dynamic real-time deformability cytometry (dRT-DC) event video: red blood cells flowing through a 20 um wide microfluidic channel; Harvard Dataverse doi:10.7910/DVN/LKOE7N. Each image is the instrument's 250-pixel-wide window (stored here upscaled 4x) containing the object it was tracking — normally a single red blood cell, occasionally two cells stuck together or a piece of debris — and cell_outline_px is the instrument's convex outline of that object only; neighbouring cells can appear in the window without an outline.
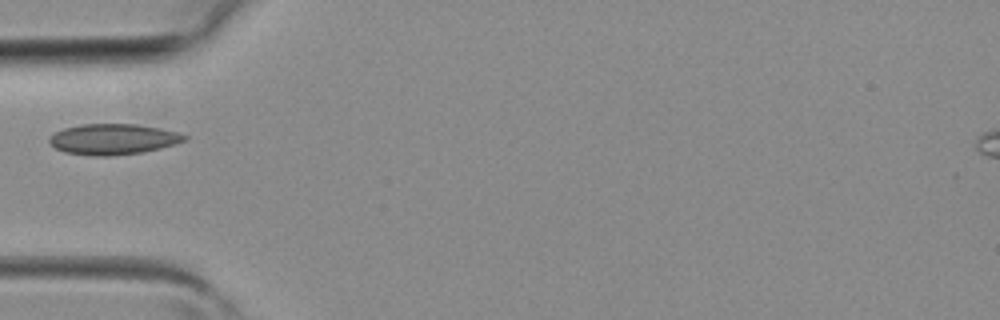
{"species": "common noctule bat (a hibernating species)", "species_latin": "Nyctalus noctula", "temperature_condition": "room temperature", "stored_images_in_passage": 1, "camera_frame_rate_fps": 3000, "um_per_image_px": 0.085, "animal": {"sex": "female", "body_mass_g": 19.3, "forearm_length_mm": 54.1}, "frame": {"image": 1, "passage_image": 1, "time_ms": 0.0, "image_size_px": [1000, 320], "cell_outline_px": [[188, 136], [184, 140], [160, 148], [144, 152], [112, 156], [92, 156], [64, 152], [56, 148], [48, 140], [56, 132], [64, 128], [84, 124], [136, 124], [160, 128], [176, 132]], "centroid_in_image_um": [9.6, 11.84], "position_along_channel_um": 75.4, "area_um2": 23.93}}